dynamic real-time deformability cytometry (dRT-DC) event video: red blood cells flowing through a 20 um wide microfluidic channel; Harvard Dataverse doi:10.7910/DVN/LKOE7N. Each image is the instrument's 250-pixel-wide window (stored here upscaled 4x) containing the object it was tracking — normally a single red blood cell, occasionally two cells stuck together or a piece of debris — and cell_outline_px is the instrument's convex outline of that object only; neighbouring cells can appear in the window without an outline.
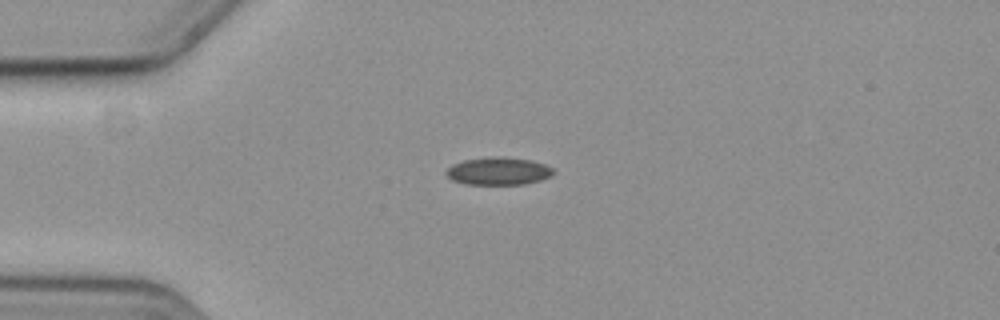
{"species": "common noctule bat (a hibernating species)", "species_latin": "Nyctalus noctula", "temperature_condition": "cold", "stored_images_in_passage": 44, "camera_frame_rate_fps": 3000, "um_per_image_px": 0.085, "animal": {"sex": "female", "body_mass_g": 19.3, "forearm_length_mm": 54.1}, "frame": {"image": 1, "passage_image": 1, "time_ms": 0.0, "image_size_px": [1000, 320], "cell_outline_px": [[556, 172], [552, 176], [540, 180], [524, 184], [464, 184], [452, 180], [444, 172], [452, 164], [464, 160], [492, 156], [500, 156], [532, 160], [544, 164], [552, 168]], "centroid_in_image_um": [42.37, 14.54], "position_along_channel_um": 42.6, "area_um2": 17.4}}
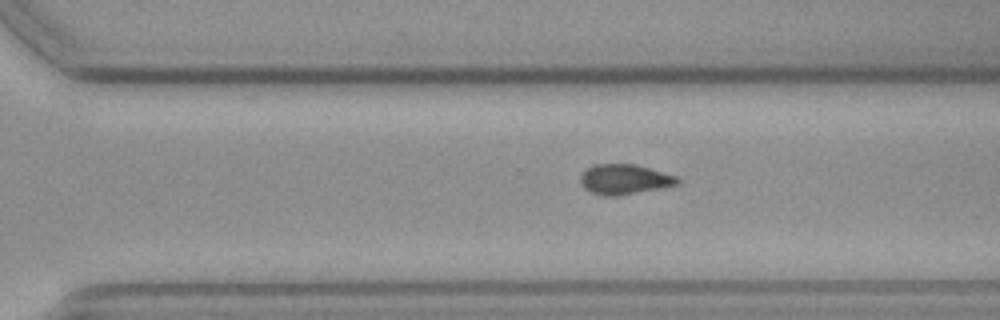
{"frame": {"image": 2, "passage_image": 26, "time_ms": 8.333, "image_size_px": [1000, 320], "cell_outline_px": [[680, 184], [660, 188], [616, 196], [604, 196], [592, 192], [584, 188], [580, 180], [580, 176], [592, 164], [636, 164], [676, 176], [680, 180]], "centroid_in_image_um": [53.08, 15.24], "position_along_channel_um": 317.5, "area_um2": 16.88}}
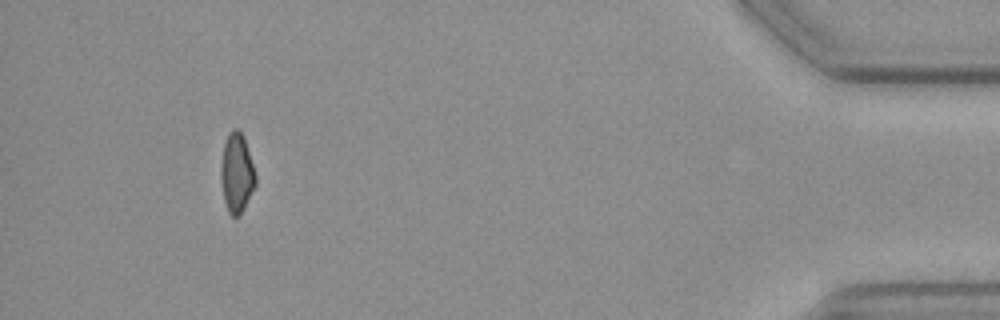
{"frame": {"image": 3, "passage_image": 40, "time_ms": 13.0, "image_size_px": [1000, 320], "cell_outline_px": [[256, 184], [240, 216], [232, 216], [228, 212], [224, 200], [220, 176], [220, 168], [224, 144], [228, 132], [232, 128], [236, 128], [244, 136], [256, 176]], "centroid_in_image_um": [20.11, 14.7], "position_along_channel_um": 415.1, "area_um2": 16.07}, "authors_computed_cell_mechanics": {"area_um2": 16.8198, "velocity_mm_per_s": 3.5966, "shape_relaxation_time_tau1_ms": null, "shape_relaxation_time_tau2_ms": 9.2068, "deformation_change_tau1": null, "deformation_change_tau2": 0.1251}}